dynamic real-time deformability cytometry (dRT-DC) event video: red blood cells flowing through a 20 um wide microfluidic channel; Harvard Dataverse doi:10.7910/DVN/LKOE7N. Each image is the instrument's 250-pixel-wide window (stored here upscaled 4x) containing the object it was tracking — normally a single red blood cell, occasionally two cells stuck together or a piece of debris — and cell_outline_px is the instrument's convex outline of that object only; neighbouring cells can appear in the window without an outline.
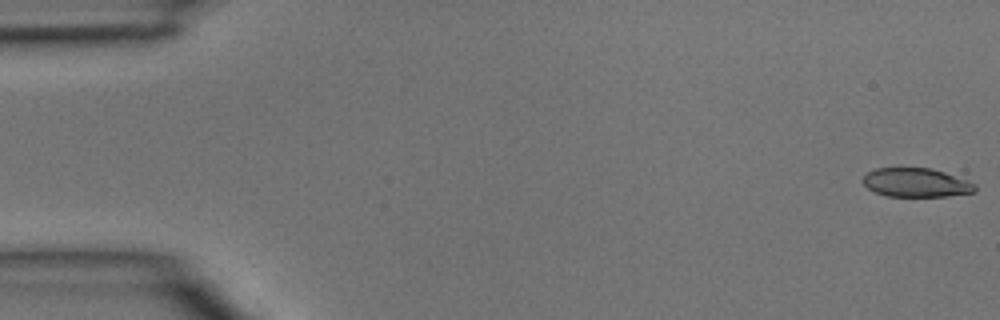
{"species": "common noctule bat (a hibernating species)", "species_latin": "Nyctalus noctula", "temperature_condition": "room temperature", "stored_images_in_passage": 45, "camera_frame_rate_fps": 3000, "um_per_image_px": 0.085, "animal": {"sex": "male", "body_mass_g": 15.6}, "frame": {"image": 1, "passage_image": 1, "time_ms": 0.0, "image_size_px": [1000, 320], "cell_outline_px": [[976, 192], [948, 196], [888, 196], [876, 192], [868, 188], [860, 180], [868, 172], [876, 168], [932, 168], [968, 180], [976, 184]], "centroid_in_image_um": [77.89, 15.52], "position_along_channel_um": 7.1, "area_um2": 18.9}}
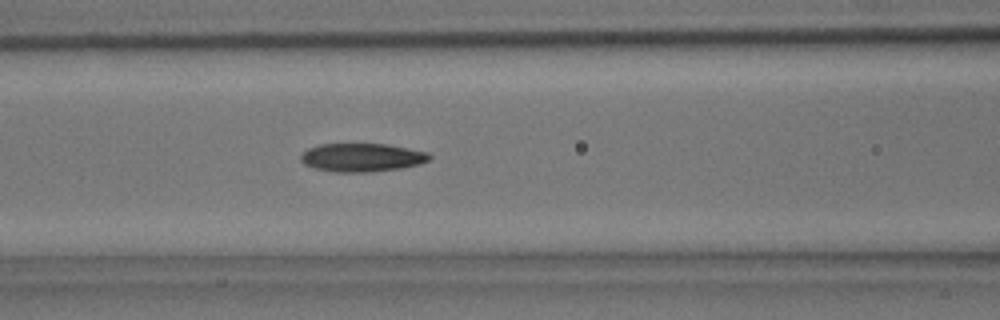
{"frame": {"image": 2, "passage_image": 19, "time_ms": 6.0, "image_size_px": [1000, 320], "cell_outline_px": [[432, 156], [428, 160], [420, 164], [400, 168], [372, 172], [336, 172], [316, 168], [304, 164], [300, 160], [300, 156], [308, 148], [320, 144], [388, 144], [428, 152]], "centroid_in_image_um": [30.77, 13.38], "position_along_channel_um": 135.8, "area_um2": 21.27}}
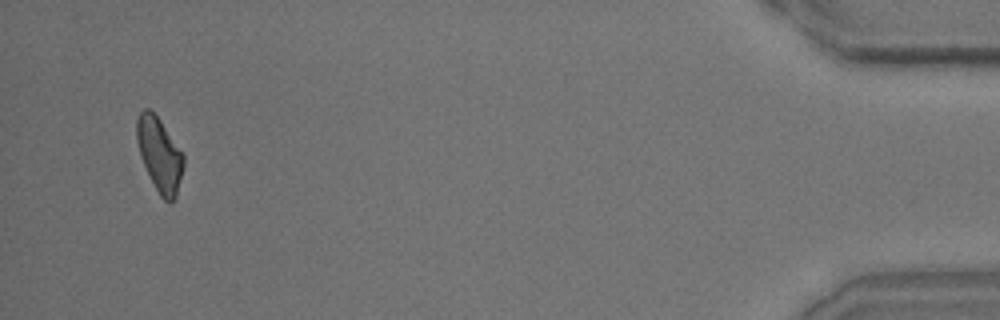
{"frame": {"image": 3, "passage_image": 44, "time_ms": 14.333, "image_size_px": [1000, 320], "cell_outline_px": [[184, 164], [176, 196], [168, 204], [160, 196], [144, 164], [136, 140], [136, 120], [140, 112], [144, 108], [148, 108], [160, 120], [184, 152]], "centroid_in_image_um": [13.58, 13.11], "position_along_channel_um": 421.6, "area_um2": 20.0}}